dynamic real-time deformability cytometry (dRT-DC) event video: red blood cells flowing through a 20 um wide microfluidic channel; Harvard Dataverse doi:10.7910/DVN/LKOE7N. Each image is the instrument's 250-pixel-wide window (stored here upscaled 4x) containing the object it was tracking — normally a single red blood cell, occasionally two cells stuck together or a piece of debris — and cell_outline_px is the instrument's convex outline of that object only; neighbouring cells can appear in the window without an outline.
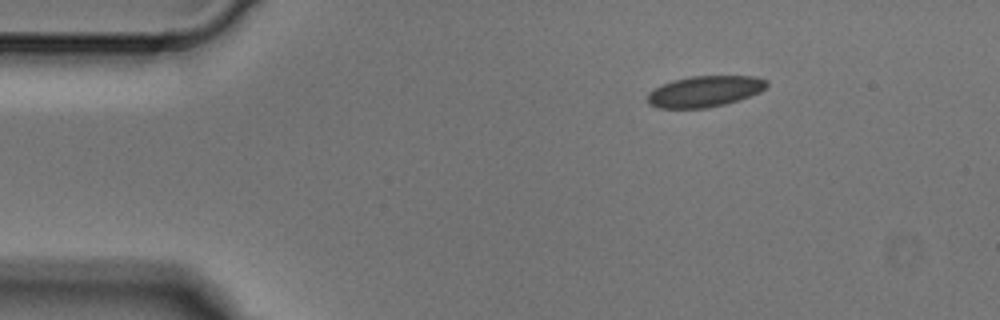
{"species": "Egyptian fruit bat (a non-hibernating species)", "species_latin": "Rousettus aegyptiacus", "temperature_condition": "cold", "stored_images_in_passage": 5, "segment_of_instrument_passage": [2, 2], "camera_frame_rate_fps": 3000, "um_per_image_px": 0.085, "animal": {"sex": "male"}, "frame": {"image": 1, "passage_image": 5, "time_ms": 1.333, "image_size_px": [1000, 320], "cell_outline_px": [[768, 84], [760, 92], [724, 104], [708, 108], [656, 108], [648, 104], [648, 92], [672, 80], [692, 76], [756, 76], [768, 80]], "centroid_in_image_um": [59.89, 7.76], "position_along_channel_um": 25.1, "area_um2": 21.44}}